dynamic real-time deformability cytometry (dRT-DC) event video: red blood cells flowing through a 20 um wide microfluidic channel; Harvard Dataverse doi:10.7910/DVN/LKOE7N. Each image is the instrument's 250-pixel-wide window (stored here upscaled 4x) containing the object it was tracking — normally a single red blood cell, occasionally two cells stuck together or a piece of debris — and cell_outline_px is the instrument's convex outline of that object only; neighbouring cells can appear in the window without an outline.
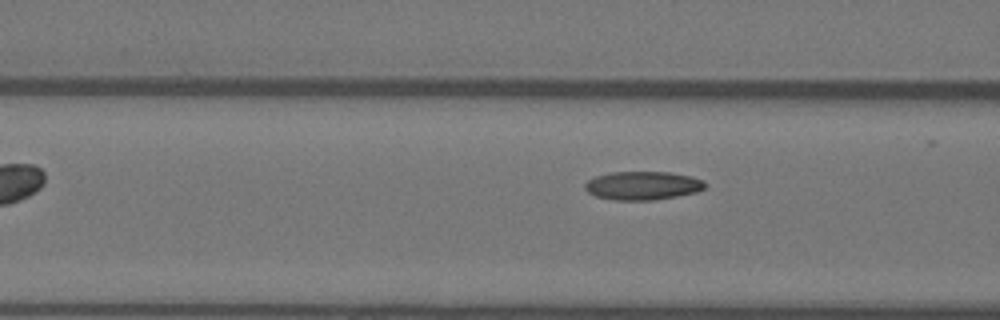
{"species": "Egyptian fruit bat (a non-hibernating species)", "species_latin": "Rousettus aegyptiacus", "temperature_condition": "warm", "stored_images_in_passage": 4, "camera_frame_rate_fps": 3000, "um_per_image_px": 0.085, "animal": {"sex": "female"}, "frame": {"image": 1, "passage_image": 4, "time_ms": 1.0, "image_size_px": [1000, 320], "cell_outline_px": [[704, 188], [696, 192], [676, 196], [652, 200], [612, 200], [596, 196], [588, 192], [584, 188], [584, 184], [588, 180], [596, 176], [612, 172], [668, 172], [692, 176], [704, 180]], "centroid_in_image_um": [54.61, 15.77], "position_along_channel_um": 112.0, "area_um2": 19.88}}